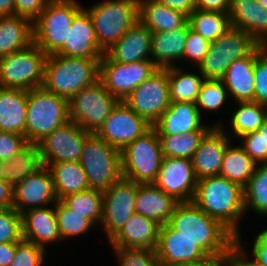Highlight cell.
<instances>
[{
    "mask_svg": "<svg viewBox=\"0 0 267 266\" xmlns=\"http://www.w3.org/2000/svg\"><path fill=\"white\" fill-rule=\"evenodd\" d=\"M100 59L47 55L43 87L66 99L99 80Z\"/></svg>",
    "mask_w": 267,
    "mask_h": 266,
    "instance_id": "3",
    "label": "cell"
},
{
    "mask_svg": "<svg viewBox=\"0 0 267 266\" xmlns=\"http://www.w3.org/2000/svg\"><path fill=\"white\" fill-rule=\"evenodd\" d=\"M181 266H230L229 252L223 254L208 255L200 261Z\"/></svg>",
    "mask_w": 267,
    "mask_h": 266,
    "instance_id": "54",
    "label": "cell"
},
{
    "mask_svg": "<svg viewBox=\"0 0 267 266\" xmlns=\"http://www.w3.org/2000/svg\"><path fill=\"white\" fill-rule=\"evenodd\" d=\"M28 91L0 87V131L26 138Z\"/></svg>",
    "mask_w": 267,
    "mask_h": 266,
    "instance_id": "29",
    "label": "cell"
},
{
    "mask_svg": "<svg viewBox=\"0 0 267 266\" xmlns=\"http://www.w3.org/2000/svg\"><path fill=\"white\" fill-rule=\"evenodd\" d=\"M4 164V162L2 160H0V177H1V170H2V165Z\"/></svg>",
    "mask_w": 267,
    "mask_h": 266,
    "instance_id": "63",
    "label": "cell"
},
{
    "mask_svg": "<svg viewBox=\"0 0 267 266\" xmlns=\"http://www.w3.org/2000/svg\"><path fill=\"white\" fill-rule=\"evenodd\" d=\"M90 134L69 120L37 143L42 164L79 162L85 140Z\"/></svg>",
    "mask_w": 267,
    "mask_h": 266,
    "instance_id": "14",
    "label": "cell"
},
{
    "mask_svg": "<svg viewBox=\"0 0 267 266\" xmlns=\"http://www.w3.org/2000/svg\"><path fill=\"white\" fill-rule=\"evenodd\" d=\"M210 43L200 34L193 31L188 22V36L183 52V59L186 61L187 58L197 68L208 53Z\"/></svg>",
    "mask_w": 267,
    "mask_h": 266,
    "instance_id": "48",
    "label": "cell"
},
{
    "mask_svg": "<svg viewBox=\"0 0 267 266\" xmlns=\"http://www.w3.org/2000/svg\"><path fill=\"white\" fill-rule=\"evenodd\" d=\"M42 166L38 145L28 143L10 160L4 162L1 170V178L14 187Z\"/></svg>",
    "mask_w": 267,
    "mask_h": 266,
    "instance_id": "34",
    "label": "cell"
},
{
    "mask_svg": "<svg viewBox=\"0 0 267 266\" xmlns=\"http://www.w3.org/2000/svg\"><path fill=\"white\" fill-rule=\"evenodd\" d=\"M237 103L238 108L233 113L230 124L231 131L235 134L232 137L240 138L242 135L258 131L267 118V106L254 101Z\"/></svg>",
    "mask_w": 267,
    "mask_h": 266,
    "instance_id": "38",
    "label": "cell"
},
{
    "mask_svg": "<svg viewBox=\"0 0 267 266\" xmlns=\"http://www.w3.org/2000/svg\"><path fill=\"white\" fill-rule=\"evenodd\" d=\"M151 127L152 125L137 115L124 101H119L96 134L121 151Z\"/></svg>",
    "mask_w": 267,
    "mask_h": 266,
    "instance_id": "16",
    "label": "cell"
},
{
    "mask_svg": "<svg viewBox=\"0 0 267 266\" xmlns=\"http://www.w3.org/2000/svg\"><path fill=\"white\" fill-rule=\"evenodd\" d=\"M255 49L248 55L233 61L221 79L228 94L237 102L254 101Z\"/></svg>",
    "mask_w": 267,
    "mask_h": 266,
    "instance_id": "28",
    "label": "cell"
},
{
    "mask_svg": "<svg viewBox=\"0 0 267 266\" xmlns=\"http://www.w3.org/2000/svg\"><path fill=\"white\" fill-rule=\"evenodd\" d=\"M262 7L267 9V0H256Z\"/></svg>",
    "mask_w": 267,
    "mask_h": 266,
    "instance_id": "62",
    "label": "cell"
},
{
    "mask_svg": "<svg viewBox=\"0 0 267 266\" xmlns=\"http://www.w3.org/2000/svg\"><path fill=\"white\" fill-rule=\"evenodd\" d=\"M261 136H263V139L265 141V150H267V118L264 120L261 127L258 129Z\"/></svg>",
    "mask_w": 267,
    "mask_h": 266,
    "instance_id": "61",
    "label": "cell"
},
{
    "mask_svg": "<svg viewBox=\"0 0 267 266\" xmlns=\"http://www.w3.org/2000/svg\"><path fill=\"white\" fill-rule=\"evenodd\" d=\"M151 36L152 32L137 21L105 53L120 63L151 60Z\"/></svg>",
    "mask_w": 267,
    "mask_h": 266,
    "instance_id": "24",
    "label": "cell"
},
{
    "mask_svg": "<svg viewBox=\"0 0 267 266\" xmlns=\"http://www.w3.org/2000/svg\"><path fill=\"white\" fill-rule=\"evenodd\" d=\"M119 101L98 80L68 100L69 118L84 130L96 133Z\"/></svg>",
    "mask_w": 267,
    "mask_h": 266,
    "instance_id": "11",
    "label": "cell"
},
{
    "mask_svg": "<svg viewBox=\"0 0 267 266\" xmlns=\"http://www.w3.org/2000/svg\"><path fill=\"white\" fill-rule=\"evenodd\" d=\"M113 250L119 259V266H159L156 250L147 248H120Z\"/></svg>",
    "mask_w": 267,
    "mask_h": 266,
    "instance_id": "46",
    "label": "cell"
},
{
    "mask_svg": "<svg viewBox=\"0 0 267 266\" xmlns=\"http://www.w3.org/2000/svg\"><path fill=\"white\" fill-rule=\"evenodd\" d=\"M28 144L27 139L20 134L0 131V160H10L17 152Z\"/></svg>",
    "mask_w": 267,
    "mask_h": 266,
    "instance_id": "50",
    "label": "cell"
},
{
    "mask_svg": "<svg viewBox=\"0 0 267 266\" xmlns=\"http://www.w3.org/2000/svg\"><path fill=\"white\" fill-rule=\"evenodd\" d=\"M124 102L153 126L171 102L168 68H157L128 95Z\"/></svg>",
    "mask_w": 267,
    "mask_h": 266,
    "instance_id": "12",
    "label": "cell"
},
{
    "mask_svg": "<svg viewBox=\"0 0 267 266\" xmlns=\"http://www.w3.org/2000/svg\"><path fill=\"white\" fill-rule=\"evenodd\" d=\"M208 132L189 131L179 135H158L163 156L192 159L195 150Z\"/></svg>",
    "mask_w": 267,
    "mask_h": 266,
    "instance_id": "40",
    "label": "cell"
},
{
    "mask_svg": "<svg viewBox=\"0 0 267 266\" xmlns=\"http://www.w3.org/2000/svg\"><path fill=\"white\" fill-rule=\"evenodd\" d=\"M241 146L247 155L256 163L267 164V150H265V141L259 131H254L240 137Z\"/></svg>",
    "mask_w": 267,
    "mask_h": 266,
    "instance_id": "49",
    "label": "cell"
},
{
    "mask_svg": "<svg viewBox=\"0 0 267 266\" xmlns=\"http://www.w3.org/2000/svg\"><path fill=\"white\" fill-rule=\"evenodd\" d=\"M137 183L121 178L103 192L101 223L110 241L135 213Z\"/></svg>",
    "mask_w": 267,
    "mask_h": 266,
    "instance_id": "15",
    "label": "cell"
},
{
    "mask_svg": "<svg viewBox=\"0 0 267 266\" xmlns=\"http://www.w3.org/2000/svg\"><path fill=\"white\" fill-rule=\"evenodd\" d=\"M153 184L180 203L192 202L197 185L192 160L164 157Z\"/></svg>",
    "mask_w": 267,
    "mask_h": 266,
    "instance_id": "17",
    "label": "cell"
},
{
    "mask_svg": "<svg viewBox=\"0 0 267 266\" xmlns=\"http://www.w3.org/2000/svg\"><path fill=\"white\" fill-rule=\"evenodd\" d=\"M227 96L229 94L222 80L205 79L195 102L200 115V108L217 113Z\"/></svg>",
    "mask_w": 267,
    "mask_h": 266,
    "instance_id": "43",
    "label": "cell"
},
{
    "mask_svg": "<svg viewBox=\"0 0 267 266\" xmlns=\"http://www.w3.org/2000/svg\"><path fill=\"white\" fill-rule=\"evenodd\" d=\"M190 28L213 42L231 27L229 13L195 9L189 16Z\"/></svg>",
    "mask_w": 267,
    "mask_h": 266,
    "instance_id": "37",
    "label": "cell"
},
{
    "mask_svg": "<svg viewBox=\"0 0 267 266\" xmlns=\"http://www.w3.org/2000/svg\"><path fill=\"white\" fill-rule=\"evenodd\" d=\"M163 158L159 136L152 126L121 150L122 176L139 184L153 183Z\"/></svg>",
    "mask_w": 267,
    "mask_h": 266,
    "instance_id": "7",
    "label": "cell"
},
{
    "mask_svg": "<svg viewBox=\"0 0 267 266\" xmlns=\"http://www.w3.org/2000/svg\"><path fill=\"white\" fill-rule=\"evenodd\" d=\"M57 201L51 172L44 165L13 187V208L19 214Z\"/></svg>",
    "mask_w": 267,
    "mask_h": 266,
    "instance_id": "18",
    "label": "cell"
},
{
    "mask_svg": "<svg viewBox=\"0 0 267 266\" xmlns=\"http://www.w3.org/2000/svg\"><path fill=\"white\" fill-rule=\"evenodd\" d=\"M160 225L134 213L122 229L109 241L113 249L147 248L156 250Z\"/></svg>",
    "mask_w": 267,
    "mask_h": 266,
    "instance_id": "23",
    "label": "cell"
},
{
    "mask_svg": "<svg viewBox=\"0 0 267 266\" xmlns=\"http://www.w3.org/2000/svg\"><path fill=\"white\" fill-rule=\"evenodd\" d=\"M241 237H237V241L231 246L229 250V265L230 266H262L255 259L248 260L246 251H244L243 244H241Z\"/></svg>",
    "mask_w": 267,
    "mask_h": 266,
    "instance_id": "52",
    "label": "cell"
},
{
    "mask_svg": "<svg viewBox=\"0 0 267 266\" xmlns=\"http://www.w3.org/2000/svg\"><path fill=\"white\" fill-rule=\"evenodd\" d=\"M252 250H267V229L256 236Z\"/></svg>",
    "mask_w": 267,
    "mask_h": 266,
    "instance_id": "58",
    "label": "cell"
},
{
    "mask_svg": "<svg viewBox=\"0 0 267 266\" xmlns=\"http://www.w3.org/2000/svg\"><path fill=\"white\" fill-rule=\"evenodd\" d=\"M79 162L86 173L89 189L104 192L123 177L121 151L96 133L86 138Z\"/></svg>",
    "mask_w": 267,
    "mask_h": 266,
    "instance_id": "6",
    "label": "cell"
},
{
    "mask_svg": "<svg viewBox=\"0 0 267 266\" xmlns=\"http://www.w3.org/2000/svg\"><path fill=\"white\" fill-rule=\"evenodd\" d=\"M69 118L68 99L58 96L43 86L28 90L26 139L37 144Z\"/></svg>",
    "mask_w": 267,
    "mask_h": 266,
    "instance_id": "4",
    "label": "cell"
},
{
    "mask_svg": "<svg viewBox=\"0 0 267 266\" xmlns=\"http://www.w3.org/2000/svg\"><path fill=\"white\" fill-rule=\"evenodd\" d=\"M54 208L62 241L87 233L95 226L90 219L72 211L61 200L55 203Z\"/></svg>",
    "mask_w": 267,
    "mask_h": 266,
    "instance_id": "42",
    "label": "cell"
},
{
    "mask_svg": "<svg viewBox=\"0 0 267 266\" xmlns=\"http://www.w3.org/2000/svg\"><path fill=\"white\" fill-rule=\"evenodd\" d=\"M187 36L188 22L175 30L152 33L151 61L158 68H168L174 66L176 60H183Z\"/></svg>",
    "mask_w": 267,
    "mask_h": 266,
    "instance_id": "30",
    "label": "cell"
},
{
    "mask_svg": "<svg viewBox=\"0 0 267 266\" xmlns=\"http://www.w3.org/2000/svg\"><path fill=\"white\" fill-rule=\"evenodd\" d=\"M253 259H255L260 265L267 266V250H252Z\"/></svg>",
    "mask_w": 267,
    "mask_h": 266,
    "instance_id": "60",
    "label": "cell"
},
{
    "mask_svg": "<svg viewBox=\"0 0 267 266\" xmlns=\"http://www.w3.org/2000/svg\"><path fill=\"white\" fill-rule=\"evenodd\" d=\"M179 203L173 196L166 194L153 183H137L135 213L155 221L160 226L169 222Z\"/></svg>",
    "mask_w": 267,
    "mask_h": 266,
    "instance_id": "26",
    "label": "cell"
},
{
    "mask_svg": "<svg viewBox=\"0 0 267 266\" xmlns=\"http://www.w3.org/2000/svg\"><path fill=\"white\" fill-rule=\"evenodd\" d=\"M45 250L33 242L22 239L16 242V253L9 266H42Z\"/></svg>",
    "mask_w": 267,
    "mask_h": 266,
    "instance_id": "47",
    "label": "cell"
},
{
    "mask_svg": "<svg viewBox=\"0 0 267 266\" xmlns=\"http://www.w3.org/2000/svg\"><path fill=\"white\" fill-rule=\"evenodd\" d=\"M83 8L77 0H50L33 22V42L46 54H55L67 39L74 16Z\"/></svg>",
    "mask_w": 267,
    "mask_h": 266,
    "instance_id": "8",
    "label": "cell"
},
{
    "mask_svg": "<svg viewBox=\"0 0 267 266\" xmlns=\"http://www.w3.org/2000/svg\"><path fill=\"white\" fill-rule=\"evenodd\" d=\"M47 167L51 172L58 200L89 189L87 176L80 162H56Z\"/></svg>",
    "mask_w": 267,
    "mask_h": 266,
    "instance_id": "33",
    "label": "cell"
},
{
    "mask_svg": "<svg viewBox=\"0 0 267 266\" xmlns=\"http://www.w3.org/2000/svg\"><path fill=\"white\" fill-rule=\"evenodd\" d=\"M229 17L231 26L246 31L259 44L267 46V9L256 0H235Z\"/></svg>",
    "mask_w": 267,
    "mask_h": 266,
    "instance_id": "27",
    "label": "cell"
},
{
    "mask_svg": "<svg viewBox=\"0 0 267 266\" xmlns=\"http://www.w3.org/2000/svg\"><path fill=\"white\" fill-rule=\"evenodd\" d=\"M16 253V242L0 243V266H9Z\"/></svg>",
    "mask_w": 267,
    "mask_h": 266,
    "instance_id": "57",
    "label": "cell"
},
{
    "mask_svg": "<svg viewBox=\"0 0 267 266\" xmlns=\"http://www.w3.org/2000/svg\"><path fill=\"white\" fill-rule=\"evenodd\" d=\"M255 91L254 102L267 106V46L255 48Z\"/></svg>",
    "mask_w": 267,
    "mask_h": 266,
    "instance_id": "44",
    "label": "cell"
},
{
    "mask_svg": "<svg viewBox=\"0 0 267 266\" xmlns=\"http://www.w3.org/2000/svg\"><path fill=\"white\" fill-rule=\"evenodd\" d=\"M244 209L267 214V164H257L253 175L243 187Z\"/></svg>",
    "mask_w": 267,
    "mask_h": 266,
    "instance_id": "41",
    "label": "cell"
},
{
    "mask_svg": "<svg viewBox=\"0 0 267 266\" xmlns=\"http://www.w3.org/2000/svg\"><path fill=\"white\" fill-rule=\"evenodd\" d=\"M13 208V187L0 177V209Z\"/></svg>",
    "mask_w": 267,
    "mask_h": 266,
    "instance_id": "56",
    "label": "cell"
},
{
    "mask_svg": "<svg viewBox=\"0 0 267 266\" xmlns=\"http://www.w3.org/2000/svg\"><path fill=\"white\" fill-rule=\"evenodd\" d=\"M201 115L193 102H170L166 111L153 125L158 135L183 134L189 131H210L213 127L201 124Z\"/></svg>",
    "mask_w": 267,
    "mask_h": 266,
    "instance_id": "22",
    "label": "cell"
},
{
    "mask_svg": "<svg viewBox=\"0 0 267 266\" xmlns=\"http://www.w3.org/2000/svg\"><path fill=\"white\" fill-rule=\"evenodd\" d=\"M23 239L46 249L47 244L62 242L55 208L29 209L21 214Z\"/></svg>",
    "mask_w": 267,
    "mask_h": 266,
    "instance_id": "25",
    "label": "cell"
},
{
    "mask_svg": "<svg viewBox=\"0 0 267 266\" xmlns=\"http://www.w3.org/2000/svg\"><path fill=\"white\" fill-rule=\"evenodd\" d=\"M46 58L35 43L0 58V87L26 91L42 87Z\"/></svg>",
    "mask_w": 267,
    "mask_h": 266,
    "instance_id": "10",
    "label": "cell"
},
{
    "mask_svg": "<svg viewBox=\"0 0 267 266\" xmlns=\"http://www.w3.org/2000/svg\"><path fill=\"white\" fill-rule=\"evenodd\" d=\"M86 10L104 53L139 21V0H106Z\"/></svg>",
    "mask_w": 267,
    "mask_h": 266,
    "instance_id": "5",
    "label": "cell"
},
{
    "mask_svg": "<svg viewBox=\"0 0 267 266\" xmlns=\"http://www.w3.org/2000/svg\"><path fill=\"white\" fill-rule=\"evenodd\" d=\"M50 0H15L14 15L26 17L34 22L45 10Z\"/></svg>",
    "mask_w": 267,
    "mask_h": 266,
    "instance_id": "51",
    "label": "cell"
},
{
    "mask_svg": "<svg viewBox=\"0 0 267 266\" xmlns=\"http://www.w3.org/2000/svg\"><path fill=\"white\" fill-rule=\"evenodd\" d=\"M229 0H196V9L229 13Z\"/></svg>",
    "mask_w": 267,
    "mask_h": 266,
    "instance_id": "53",
    "label": "cell"
},
{
    "mask_svg": "<svg viewBox=\"0 0 267 266\" xmlns=\"http://www.w3.org/2000/svg\"><path fill=\"white\" fill-rule=\"evenodd\" d=\"M165 6L189 16L196 9V0H157Z\"/></svg>",
    "mask_w": 267,
    "mask_h": 266,
    "instance_id": "55",
    "label": "cell"
},
{
    "mask_svg": "<svg viewBox=\"0 0 267 266\" xmlns=\"http://www.w3.org/2000/svg\"><path fill=\"white\" fill-rule=\"evenodd\" d=\"M61 201L72 211L90 219L94 224L101 223L103 216V192L87 189L70 194Z\"/></svg>",
    "mask_w": 267,
    "mask_h": 266,
    "instance_id": "39",
    "label": "cell"
},
{
    "mask_svg": "<svg viewBox=\"0 0 267 266\" xmlns=\"http://www.w3.org/2000/svg\"><path fill=\"white\" fill-rule=\"evenodd\" d=\"M33 42V22L26 17H0V58L30 46Z\"/></svg>",
    "mask_w": 267,
    "mask_h": 266,
    "instance_id": "32",
    "label": "cell"
},
{
    "mask_svg": "<svg viewBox=\"0 0 267 266\" xmlns=\"http://www.w3.org/2000/svg\"><path fill=\"white\" fill-rule=\"evenodd\" d=\"M15 0H0V17L14 15Z\"/></svg>",
    "mask_w": 267,
    "mask_h": 266,
    "instance_id": "59",
    "label": "cell"
},
{
    "mask_svg": "<svg viewBox=\"0 0 267 266\" xmlns=\"http://www.w3.org/2000/svg\"><path fill=\"white\" fill-rule=\"evenodd\" d=\"M23 239L22 217L14 208L0 209V243Z\"/></svg>",
    "mask_w": 267,
    "mask_h": 266,
    "instance_id": "45",
    "label": "cell"
},
{
    "mask_svg": "<svg viewBox=\"0 0 267 266\" xmlns=\"http://www.w3.org/2000/svg\"><path fill=\"white\" fill-rule=\"evenodd\" d=\"M168 224L194 241L208 255L227 253L237 241V237L228 228L193 202L179 203Z\"/></svg>",
    "mask_w": 267,
    "mask_h": 266,
    "instance_id": "1",
    "label": "cell"
},
{
    "mask_svg": "<svg viewBox=\"0 0 267 266\" xmlns=\"http://www.w3.org/2000/svg\"><path fill=\"white\" fill-rule=\"evenodd\" d=\"M204 80L202 74L183 72L176 65L168 67L170 101L195 103Z\"/></svg>",
    "mask_w": 267,
    "mask_h": 266,
    "instance_id": "36",
    "label": "cell"
},
{
    "mask_svg": "<svg viewBox=\"0 0 267 266\" xmlns=\"http://www.w3.org/2000/svg\"><path fill=\"white\" fill-rule=\"evenodd\" d=\"M192 202L240 237L239 222L245 212L241 185L220 175L201 178L197 180Z\"/></svg>",
    "mask_w": 267,
    "mask_h": 266,
    "instance_id": "2",
    "label": "cell"
},
{
    "mask_svg": "<svg viewBox=\"0 0 267 266\" xmlns=\"http://www.w3.org/2000/svg\"><path fill=\"white\" fill-rule=\"evenodd\" d=\"M156 255L159 266H181L208 256L194 241L175 231L168 223L160 226Z\"/></svg>",
    "mask_w": 267,
    "mask_h": 266,
    "instance_id": "19",
    "label": "cell"
},
{
    "mask_svg": "<svg viewBox=\"0 0 267 266\" xmlns=\"http://www.w3.org/2000/svg\"><path fill=\"white\" fill-rule=\"evenodd\" d=\"M55 54L88 59H101L105 54L99 47L90 14L84 7L74 16L67 39Z\"/></svg>",
    "mask_w": 267,
    "mask_h": 266,
    "instance_id": "21",
    "label": "cell"
},
{
    "mask_svg": "<svg viewBox=\"0 0 267 266\" xmlns=\"http://www.w3.org/2000/svg\"><path fill=\"white\" fill-rule=\"evenodd\" d=\"M139 21L152 33H157L183 27L188 16L157 0H139Z\"/></svg>",
    "mask_w": 267,
    "mask_h": 266,
    "instance_id": "31",
    "label": "cell"
},
{
    "mask_svg": "<svg viewBox=\"0 0 267 266\" xmlns=\"http://www.w3.org/2000/svg\"><path fill=\"white\" fill-rule=\"evenodd\" d=\"M257 164L247 155L241 146H233L231 143L226 147L220 176L236 182L244 187L253 175Z\"/></svg>",
    "mask_w": 267,
    "mask_h": 266,
    "instance_id": "35",
    "label": "cell"
},
{
    "mask_svg": "<svg viewBox=\"0 0 267 266\" xmlns=\"http://www.w3.org/2000/svg\"><path fill=\"white\" fill-rule=\"evenodd\" d=\"M222 122L213 128L201 140L192 157V166L197 180L220 175L223 156L230 139ZM226 133V134H225Z\"/></svg>",
    "mask_w": 267,
    "mask_h": 266,
    "instance_id": "20",
    "label": "cell"
},
{
    "mask_svg": "<svg viewBox=\"0 0 267 266\" xmlns=\"http://www.w3.org/2000/svg\"><path fill=\"white\" fill-rule=\"evenodd\" d=\"M157 68L151 60L120 63L113 61L105 53L100 59L99 80L112 95L116 96L120 101H124Z\"/></svg>",
    "mask_w": 267,
    "mask_h": 266,
    "instance_id": "13",
    "label": "cell"
},
{
    "mask_svg": "<svg viewBox=\"0 0 267 266\" xmlns=\"http://www.w3.org/2000/svg\"><path fill=\"white\" fill-rule=\"evenodd\" d=\"M258 45L249 33L231 26L210 43L208 53L197 69L205 79L221 80L233 61L248 56Z\"/></svg>",
    "mask_w": 267,
    "mask_h": 266,
    "instance_id": "9",
    "label": "cell"
}]
</instances>
